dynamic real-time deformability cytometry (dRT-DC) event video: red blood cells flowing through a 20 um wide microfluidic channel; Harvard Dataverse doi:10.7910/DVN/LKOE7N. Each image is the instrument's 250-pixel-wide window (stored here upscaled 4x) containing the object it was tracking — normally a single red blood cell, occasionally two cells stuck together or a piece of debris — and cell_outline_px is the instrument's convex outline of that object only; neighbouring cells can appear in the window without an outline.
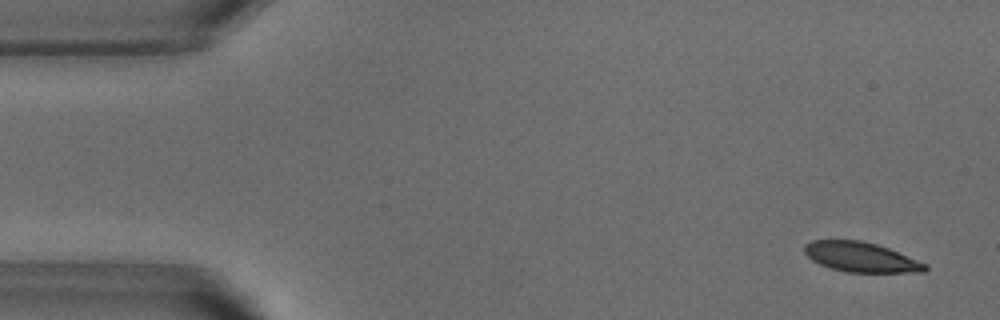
{"species": "common noctule bat (a hibernating species)", "species_latin": "Nyctalus noctula", "temperature_condition": "warm", "stored_images_in_passage": 54, "segment_of_instrument_passage": [1, 2], "camera_frame_rate_fps": 3000, "um_per_image_px": 0.085, "animal": {"sex": "male", "body_mass_g": 18.8}, "frame": {"image": 1, "passage_image": 3, "time_ms": 0.667, "image_size_px": [1000, 320], "cell_outline_px": [[928, 268], [924, 272], [848, 272], [832, 268], [820, 264], [812, 260], [804, 252], [804, 244], [812, 240], [860, 240], [876, 244], [888, 248], [928, 264]], "centroid_in_image_um": [73.18, 21.85], "position_along_channel_um": 11.8, "area_um2": 20.87}}
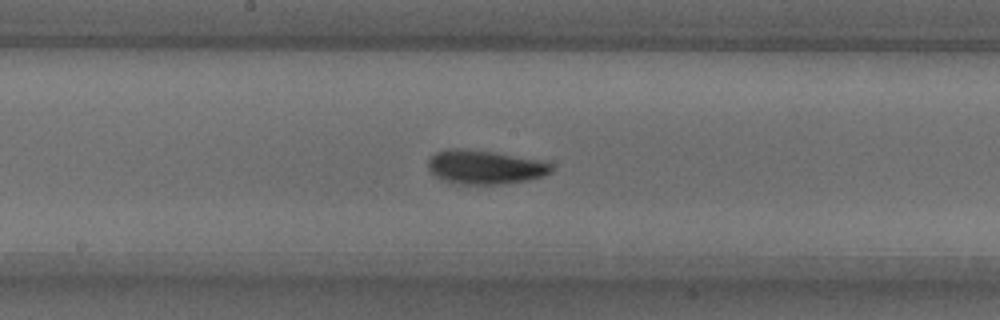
{"frame": {"image": 2, "passage_image": 27, "time_ms": 8.667, "image_size_px": [1000, 320], "cell_outline_px": [[552, 172], [544, 176], [528, 180], [504, 184], [464, 184], [444, 180], [436, 176], [428, 168], [428, 160], [436, 152], [448, 148], [456, 148], [492, 152], [536, 160], [552, 164]], "centroid_in_image_um": [41.21, 14.21], "position_along_channel_um": 207.0, "area_um2": 23.99}}
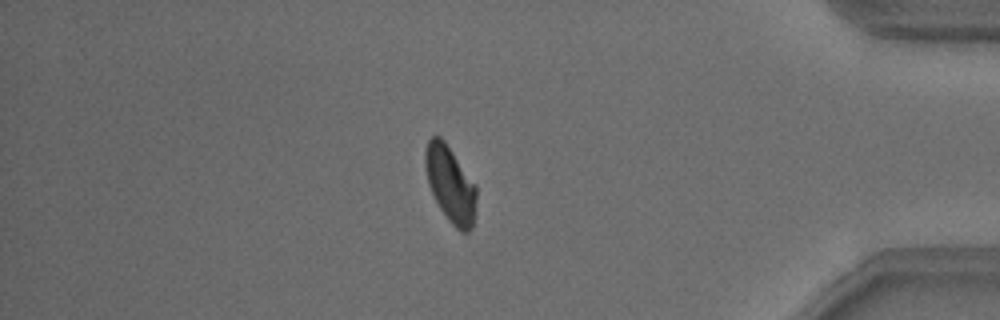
{"frame": {"image": 3, "passage_image": 45, "time_ms": 14.667, "image_size_px": [1000, 320], "cell_outline_px": [[476, 200], [472, 228], [468, 232], [460, 232], [448, 220], [440, 208], [428, 184], [424, 168], [424, 152], [428, 140], [432, 136], [440, 136], [444, 140], [476, 184]], "centroid_in_image_um": [38.27, 15.64], "position_along_channel_um": 396.9, "area_um2": 22.77}}